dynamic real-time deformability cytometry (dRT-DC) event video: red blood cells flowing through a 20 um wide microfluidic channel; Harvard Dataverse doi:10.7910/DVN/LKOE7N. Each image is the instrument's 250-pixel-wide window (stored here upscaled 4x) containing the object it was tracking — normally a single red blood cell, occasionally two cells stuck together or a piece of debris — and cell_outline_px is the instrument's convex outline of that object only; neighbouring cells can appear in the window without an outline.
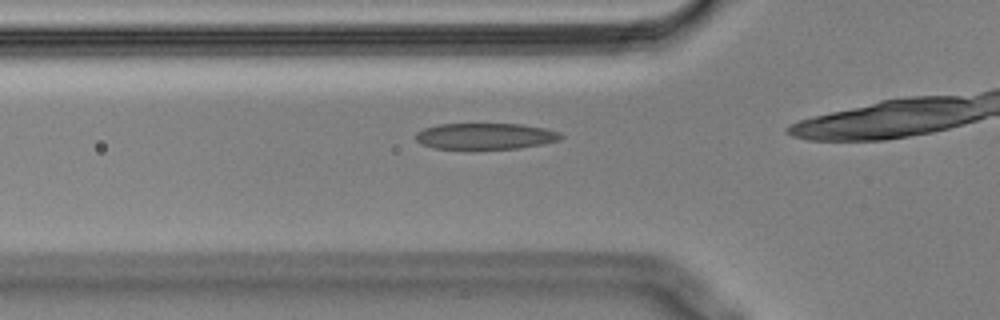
{"species": "Egyptian fruit bat (a non-hibernating species)", "species_latin": "Rousettus aegyptiacus", "temperature_condition": "cold", "stored_images_in_passage": 25, "camera_frame_rate_fps": 3000, "um_per_image_px": 0.085, "animal": {"sex": "male"}, "frame": {"image": 1, "passage_image": 3, "time_ms": 0.667, "image_size_px": [1000, 320], "cell_outline_px": [[564, 136], [560, 140], [544, 144], [520, 148], [436, 148], [424, 144], [416, 140], [416, 132], [424, 128], [440, 124], [520, 124], [544, 128], [560, 132]], "centroid_in_image_um": [41.31, 11.56], "position_along_channel_um": 84.5, "area_um2": 21.91}}
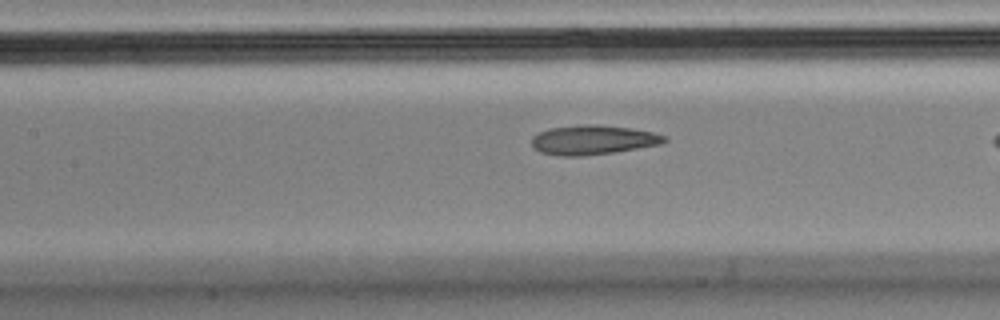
{"frame": {"image": 2, "passage_image": 9, "time_ms": 2.667, "image_size_px": [1000, 320], "cell_outline_px": [[668, 140], [660, 144], [612, 152], [580, 156], [560, 156], [540, 152], [532, 144], [532, 136], [548, 128], [580, 124], [596, 124], [632, 128], [652, 132], [668, 136]], "centroid_in_image_um": [50.4, 11.87], "position_along_channel_um": 157.0, "area_um2": 22.72}}
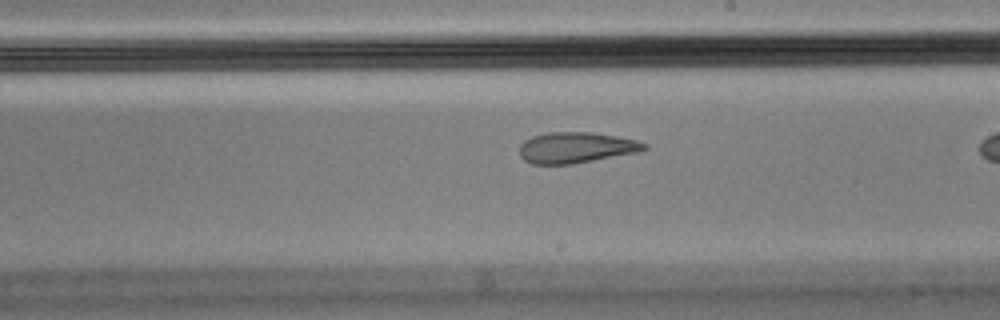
{"frame": {"image": 3, "passage_image": 16, "time_ms": 5.0, "image_size_px": [1000, 320], "cell_outline_px": [[648, 148], [640, 152], [572, 164], [532, 164], [524, 160], [520, 156], [520, 144], [524, 140], [532, 136], [548, 132], [592, 132], [640, 140], [648, 144]], "centroid_in_image_um": [49.0, 12.54], "position_along_channel_um": 240.0, "area_um2": 22.72}}